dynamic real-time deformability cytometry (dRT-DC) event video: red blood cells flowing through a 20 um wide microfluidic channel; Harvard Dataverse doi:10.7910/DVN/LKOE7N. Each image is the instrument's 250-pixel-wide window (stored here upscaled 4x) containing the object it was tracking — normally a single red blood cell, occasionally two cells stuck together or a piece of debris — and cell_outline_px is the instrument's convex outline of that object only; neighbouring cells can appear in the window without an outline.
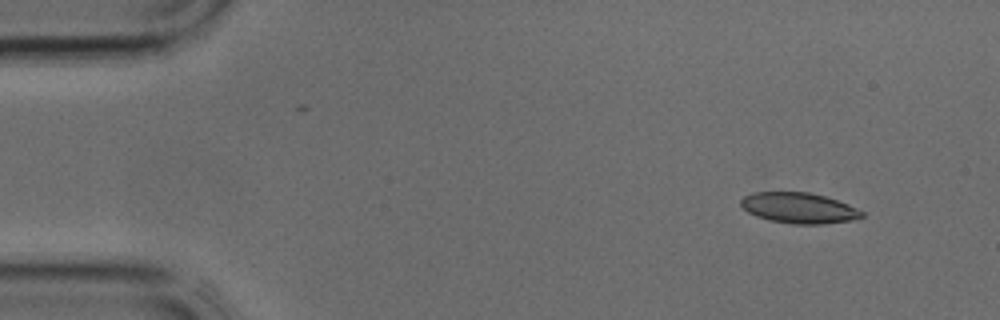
{"species": "common noctule bat (a hibernating species)", "species_latin": "Nyctalus noctula", "temperature_condition": "cold", "stored_images_in_passage": 14, "camera_frame_rate_fps": 3000, "um_per_image_px": 0.085, "animal": {"sex": "male", "body_mass_g": 17.9, "forearm_length_mm": 54.2}, "frame": {"image": 1, "passage_image": 2, "time_ms": 0.333, "image_size_px": [1000, 320], "cell_outline_px": [[864, 216], [852, 220], [824, 224], [792, 224], [768, 220], [756, 216], [748, 212], [740, 204], [740, 200], [744, 196], [752, 192], [808, 192], [824, 196], [848, 204], [864, 212]], "centroid_in_image_um": [67.89, 17.68], "position_along_channel_um": 17.1, "area_um2": 21.62}}
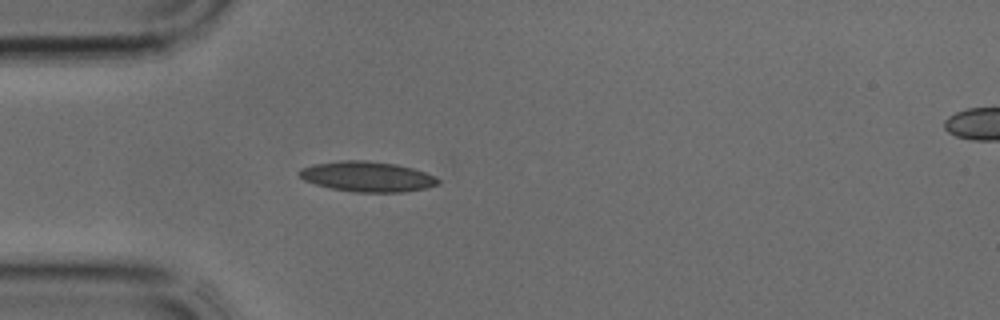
{"frame": {"image": 2, "passage_image": 9, "time_ms": 2.667, "image_size_px": [1000, 320], "cell_outline_px": [[440, 184], [428, 188], [404, 192], [356, 192], [332, 188], [316, 184], [304, 180], [296, 172], [300, 168], [312, 164], [340, 160], [364, 160], [396, 164], [412, 168], [436, 176], [440, 180]], "centroid_in_image_um": [31.23, 15.0], "position_along_channel_um": 53.8, "area_um2": 24.62}}